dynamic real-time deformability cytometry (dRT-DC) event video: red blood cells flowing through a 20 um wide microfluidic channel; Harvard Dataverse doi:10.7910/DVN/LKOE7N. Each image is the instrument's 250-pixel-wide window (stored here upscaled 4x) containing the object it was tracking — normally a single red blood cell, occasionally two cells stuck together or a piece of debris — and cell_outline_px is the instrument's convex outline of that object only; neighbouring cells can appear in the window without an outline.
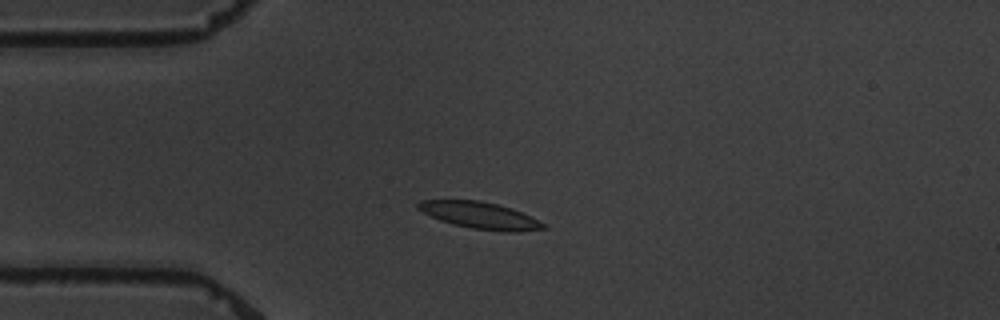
{"species": "common noctule bat (a hibernating species)", "species_latin": "Nyctalus noctula", "temperature_condition": "warm", "stored_images_in_passage": 8, "camera_frame_rate_fps": 3000, "um_per_image_px": 0.085, "animal": {"sex": "male", "body_mass_g": 19.5, "forearm_length_mm": 54.6}, "frame": {"image": 1, "passage_image": 2, "time_ms": 1.333, "image_size_px": [1000, 320], "cell_outline_px": [[548, 228], [516, 232], [504, 232], [472, 228], [452, 224], [440, 220], [416, 208], [416, 204], [420, 200], [480, 200], [512, 208], [548, 224]], "centroid_in_image_um": [40.84, 18.31], "position_along_channel_um": 44.2, "area_um2": 19.59}}
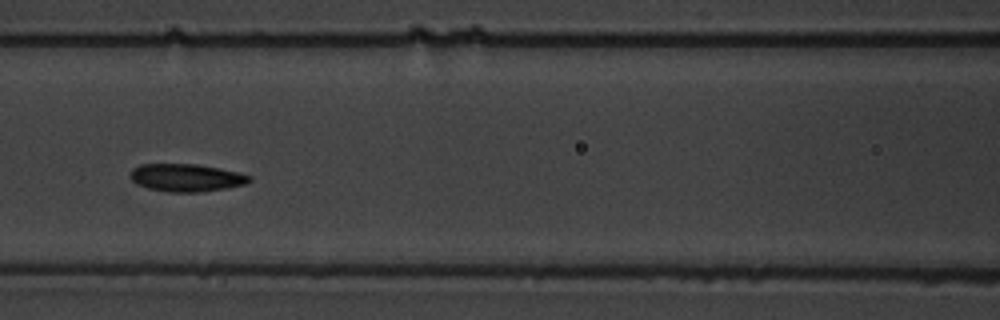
{"frame": {"image": 2, "passage_image": 5, "time_ms": 5.0, "image_size_px": [1000, 320], "cell_outline_px": [[252, 180], [244, 184], [228, 188], [200, 192], [168, 192], [148, 188], [132, 180], [132, 168], [140, 164], [196, 164], [236, 172], [252, 176]], "centroid_in_image_um": [15.85, 15.11], "position_along_channel_um": 150.7, "area_um2": 18.96}}
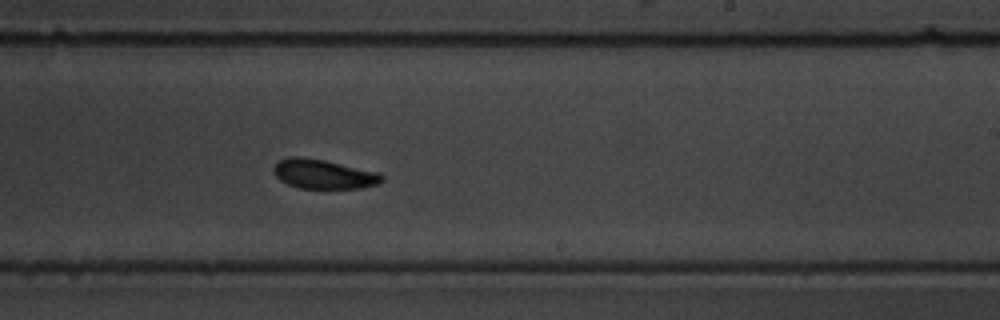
{"frame": {"image": 3, "passage_image": 8, "time_ms": 8.333, "image_size_px": [1000, 320], "cell_outline_px": [[384, 180], [380, 184], [360, 188], [300, 188], [288, 184], [280, 180], [272, 172], [272, 168], [280, 160], [288, 156], [300, 156], [324, 160], [380, 172], [384, 176]], "centroid_in_image_um": [27.52, 14.79], "position_along_channel_um": 261.5, "area_um2": 18.73}}